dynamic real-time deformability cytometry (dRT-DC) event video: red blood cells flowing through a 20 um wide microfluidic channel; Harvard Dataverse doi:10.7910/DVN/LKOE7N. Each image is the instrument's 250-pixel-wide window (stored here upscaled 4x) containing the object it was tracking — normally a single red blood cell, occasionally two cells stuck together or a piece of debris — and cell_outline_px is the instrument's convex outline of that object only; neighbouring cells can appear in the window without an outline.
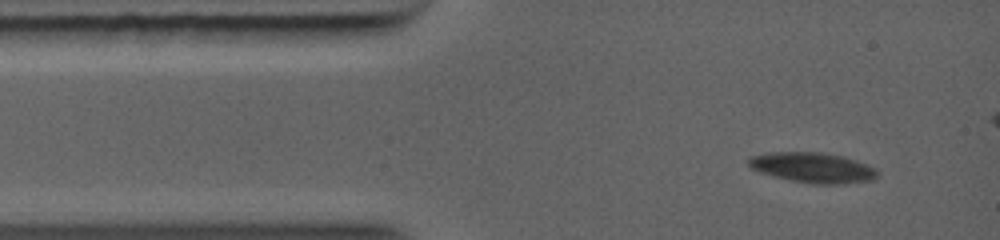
{"species": "common noctule bat (a hibernating species)", "species_latin": "Nyctalus noctula", "temperature_condition": "warm", "stored_images_in_passage": 46, "camera_frame_rate_fps": 5000, "um_per_image_px": 0.085, "animal": {"sex": "female", "body_mass_g": 19.0, "forearm_length_mm": 56.7}, "frame": {"image": 1, "passage_image": 1, "time_ms": 0.0, "image_size_px": [1000, 240], "cell_outline_px": [[872, 176], [864, 180], [804, 180], [784, 176], [768, 172], [756, 168], [748, 164], [756, 156], [780, 152], [804, 152], [836, 156], [860, 164], [868, 168], [872, 172]], "centroid_in_image_um": [68.93, 14.16], "position_along_channel_um": 16.1, "area_um2": 18.32}}
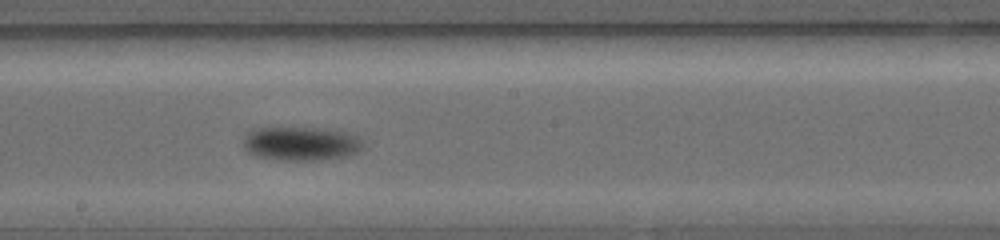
{"frame": {"image": 2, "passage_image": 26, "time_ms": 5.4, "image_size_px": [1000, 240], "cell_outline_px": [[352, 144], [348, 148], [340, 152], [316, 156], [288, 156], [264, 152], [256, 148], [252, 144], [252, 136], [256, 132], [272, 128], [292, 128], [336, 132], [344, 136]], "centroid_in_image_um": [25.46, 12.07], "position_along_channel_um": 222.7, "area_um2": 16.18}}
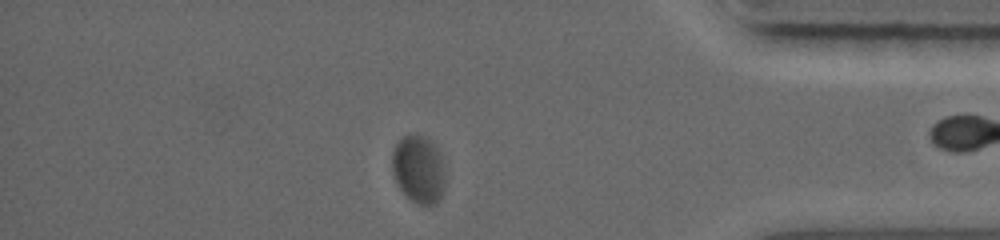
{"frame": {"image": 3, "passage_image": 42, "time_ms": 9.8, "image_size_px": [1000, 240], "cell_outline_px": [[440, 196], [436, 204], [424, 204], [412, 200], [400, 188], [396, 180], [392, 168], [392, 152], [396, 144], [404, 136], [424, 136], [432, 144], [436, 152], [440, 180]], "centroid_in_image_um": [35.45, 14.38], "position_along_channel_um": 399.8, "area_um2": 18.96}}